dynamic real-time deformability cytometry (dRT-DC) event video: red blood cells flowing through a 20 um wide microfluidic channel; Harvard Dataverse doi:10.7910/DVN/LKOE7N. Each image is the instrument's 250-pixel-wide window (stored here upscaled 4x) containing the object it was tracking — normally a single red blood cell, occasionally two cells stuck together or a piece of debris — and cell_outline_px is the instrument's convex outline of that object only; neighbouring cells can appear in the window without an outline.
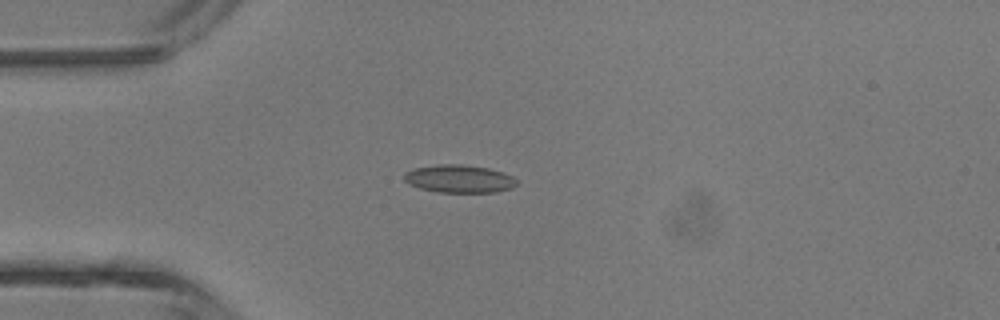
{"species": "common noctule bat (a hibernating species)", "species_latin": "Nyctalus noctula", "temperature_condition": "room temperature", "stored_images_in_passage": 4, "camera_frame_rate_fps": 3000, "um_per_image_px": 0.085, "animal": {"sex": "male", "body_mass_g": 13.3}, "frame": {"image": 1, "passage_image": 3, "time_ms": 3.333, "image_size_px": [1000, 320], "cell_outline_px": [[516, 184], [512, 188], [496, 192], [436, 192], [420, 188], [408, 184], [404, 180], [404, 176], [408, 172], [416, 168], [440, 164], [460, 164], [488, 168], [504, 172], [512, 176], [516, 180]], "centroid_in_image_um": [39.05, 15.2], "position_along_channel_um": 45.9, "area_um2": 18.15}}